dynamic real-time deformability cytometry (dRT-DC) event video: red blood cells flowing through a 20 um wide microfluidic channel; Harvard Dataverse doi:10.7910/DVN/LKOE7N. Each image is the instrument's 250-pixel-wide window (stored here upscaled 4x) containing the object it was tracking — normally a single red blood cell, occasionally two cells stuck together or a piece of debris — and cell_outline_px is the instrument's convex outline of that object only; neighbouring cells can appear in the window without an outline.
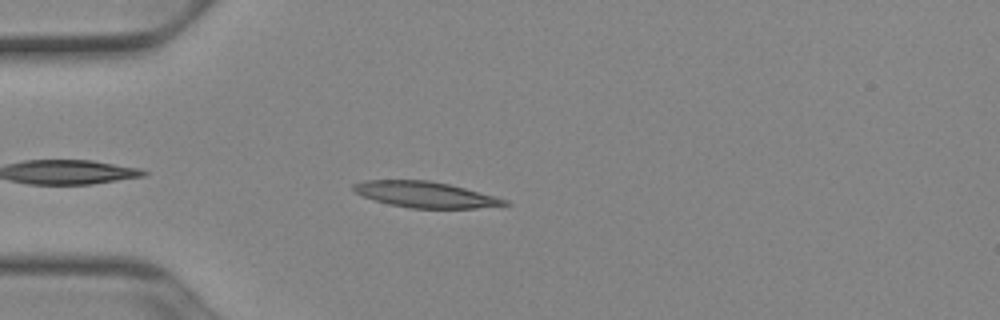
{"species": "Egyptian fruit bat (a non-hibernating species)", "species_latin": "Rousettus aegyptiacus", "temperature_condition": "cold", "stored_images_in_passage": 30, "camera_frame_rate_fps": 3000, "um_per_image_px": 0.085, "animal": {"sex": "female"}, "frame": {"image": 1, "passage_image": 4, "time_ms": 1.0, "image_size_px": [1000, 320], "cell_outline_px": [[512, 204], [476, 208], [412, 208], [388, 204], [364, 196], [356, 192], [352, 188], [352, 184], [364, 180], [428, 180], [448, 184], [464, 188], [508, 200]], "centroid_in_image_um": [36.14, 16.54], "position_along_channel_um": 48.9, "area_um2": 22.54}}
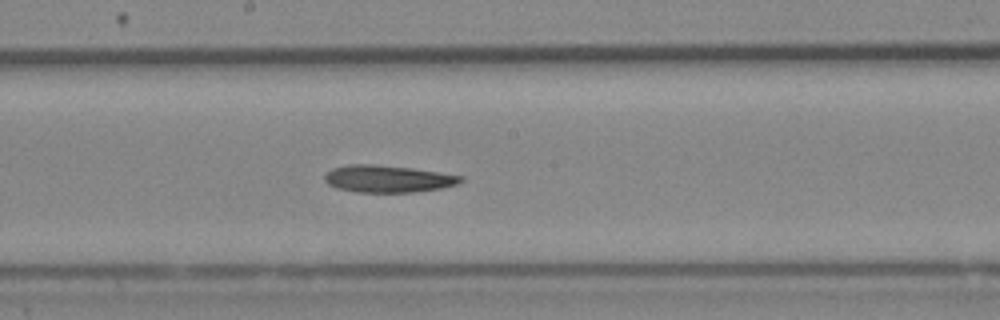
{"frame": {"image": 2, "passage_image": 18, "time_ms": 5.667, "image_size_px": [1000, 320], "cell_outline_px": [[464, 180], [460, 184], [440, 188], [412, 192], [356, 192], [336, 188], [328, 184], [324, 180], [324, 176], [332, 168], [348, 164], [372, 164], [412, 168], [464, 176]], "centroid_in_image_um": [32.97, 15.2], "position_along_channel_um": 215.2, "area_um2": 21.56}}
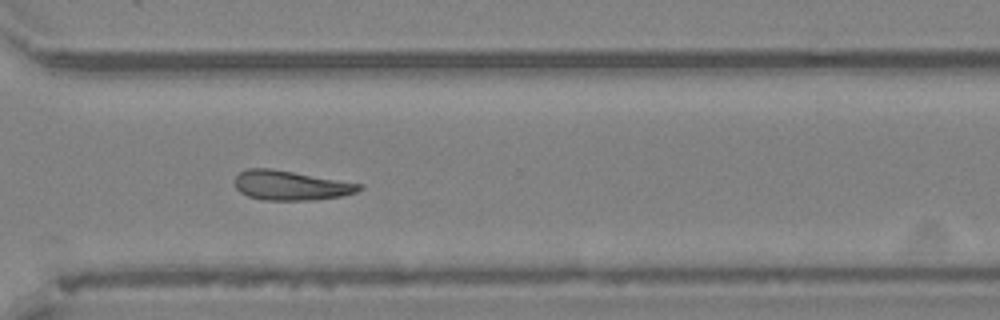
{"frame": {"image": 3, "passage_image": 28, "time_ms": 9.0, "image_size_px": [1000, 320], "cell_outline_px": [[364, 188], [356, 192], [340, 196], [316, 200], [264, 200], [248, 196], [240, 192], [236, 188], [232, 180], [240, 172], [248, 168], [268, 168], [364, 184]], "centroid_in_image_um": [24.7, 15.76], "position_along_channel_um": 345.9, "area_um2": 21.44}, "authors_computed_cell_mechanics": {"area_um2": 21.675, "velocity_mm_per_s": 3.9057, "shape_relaxation_time_tau1_ms": 9.1467, "shape_relaxation_time_tau2_ms": null, "deformation_change_tau1": 0.1762, "deformation_change_tau2": null}}